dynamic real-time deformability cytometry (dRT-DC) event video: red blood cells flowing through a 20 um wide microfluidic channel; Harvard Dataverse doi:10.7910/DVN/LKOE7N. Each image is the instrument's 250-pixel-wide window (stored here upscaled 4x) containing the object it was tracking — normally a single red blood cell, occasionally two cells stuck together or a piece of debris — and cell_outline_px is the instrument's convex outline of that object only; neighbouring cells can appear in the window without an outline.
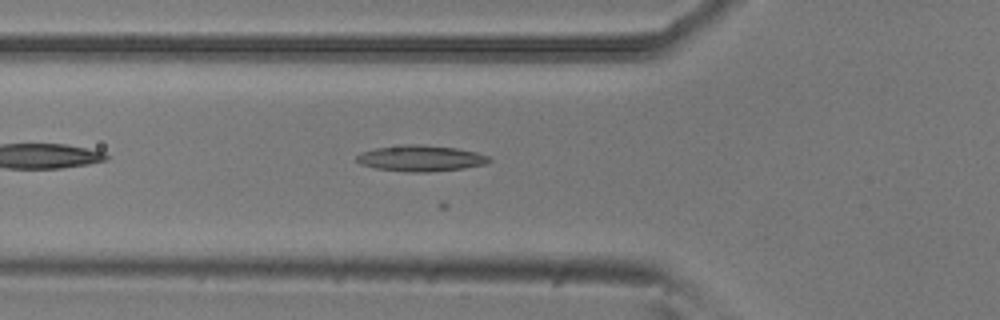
{"species": "common noctule bat (a hibernating species)", "species_latin": "Nyctalus noctula", "temperature_condition": "room temperature", "stored_images_in_passage": 17, "camera_frame_rate_fps": 3000, "um_per_image_px": 0.085, "animal": {"sex": "male", "body_mass_g": 20.5, "forearm_length_mm": 52.5}, "frame": {"image": 1, "passage_image": 6, "time_ms": 1.667, "image_size_px": [1000, 320], "cell_outline_px": [[492, 160], [484, 164], [464, 168], [428, 172], [408, 172], [376, 168], [360, 164], [356, 160], [356, 156], [360, 152], [376, 148], [404, 144], [424, 144], [456, 148], [476, 152], [488, 156]], "centroid_in_image_um": [35.74, 13.45], "position_along_channel_um": 90.1, "area_um2": 20.11}}
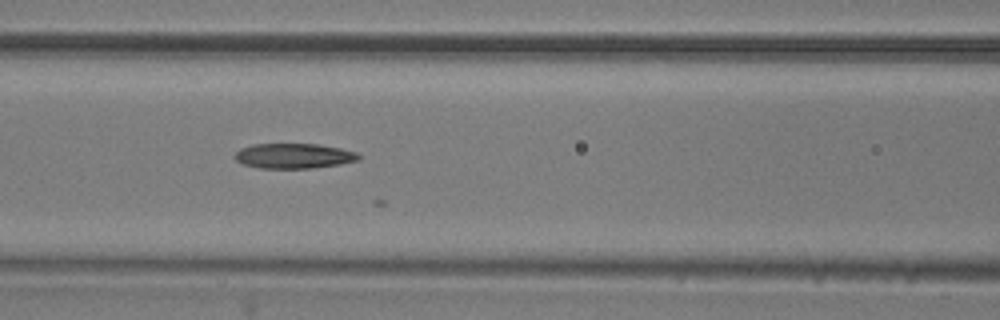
{"frame": {"image": 2, "passage_image": 10, "time_ms": 3.0, "image_size_px": [1000, 320], "cell_outline_px": [[360, 160], [340, 164], [312, 168], [260, 168], [244, 164], [236, 160], [232, 156], [240, 148], [252, 144], [316, 144], [340, 148], [356, 152], [360, 156]], "centroid_in_image_um": [24.96, 13.25], "position_along_channel_um": 141.6, "area_um2": 18.09}}
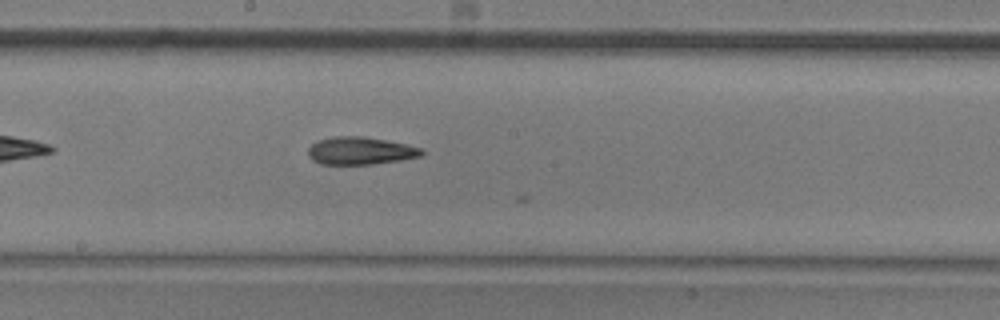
{"frame": {"image": 3, "passage_image": 16, "time_ms": 5.0, "image_size_px": [1000, 320], "cell_outline_px": [[424, 152], [420, 156], [400, 160], [372, 164], [320, 164], [312, 160], [308, 156], [308, 148], [316, 140], [332, 136], [364, 136], [388, 140], [408, 144], [424, 148]], "centroid_in_image_um": [30.62, 12.8], "position_along_channel_um": 217.6, "area_um2": 18.55}}